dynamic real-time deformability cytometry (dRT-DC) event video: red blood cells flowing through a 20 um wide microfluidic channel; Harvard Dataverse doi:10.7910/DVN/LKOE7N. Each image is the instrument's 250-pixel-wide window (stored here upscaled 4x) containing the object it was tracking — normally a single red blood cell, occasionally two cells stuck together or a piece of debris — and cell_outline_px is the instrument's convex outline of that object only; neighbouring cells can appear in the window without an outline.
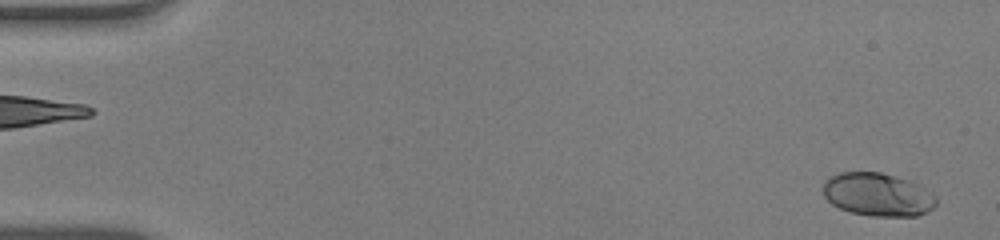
{"species": "human", "species_latin": "Homo sapiens", "temperature_condition": "warm", "stored_images_in_passage": 53, "camera_frame_rate_fps": 3000, "um_per_image_px": 0.085, "donor": {"sex": "male"}, "frame": {"image": 1, "passage_image": 2, "time_ms": 0.333, "image_size_px": [1000, 240], "cell_outline_px": [[936, 204], [928, 212], [916, 216], [872, 216], [852, 212], [840, 208], [832, 204], [824, 196], [824, 184], [832, 176], [840, 172], [880, 172], [896, 176], [908, 180], [932, 192], [936, 196]], "centroid_in_image_um": [74.64, 16.54], "position_along_channel_um": 10.4, "area_um2": 28.26}}
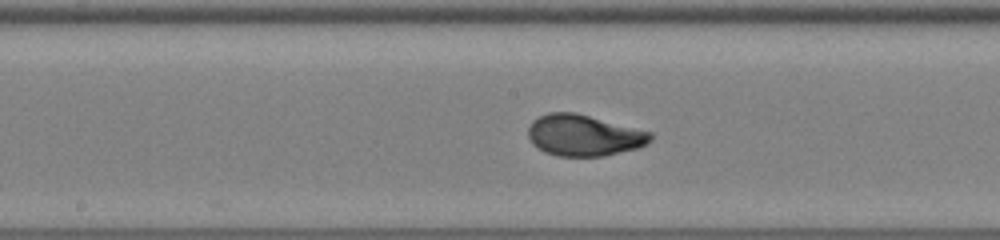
{"frame": {"image": 2, "passage_image": 28, "time_ms": 9.0, "image_size_px": [1000, 240], "cell_outline_px": [[652, 140], [648, 144], [640, 148], [604, 156], [556, 156], [544, 152], [532, 144], [528, 136], [528, 128], [532, 120], [548, 112], [576, 112], [652, 132]], "centroid_in_image_um": [49.64, 11.51], "position_along_channel_um": 198.6, "area_um2": 29.77}}
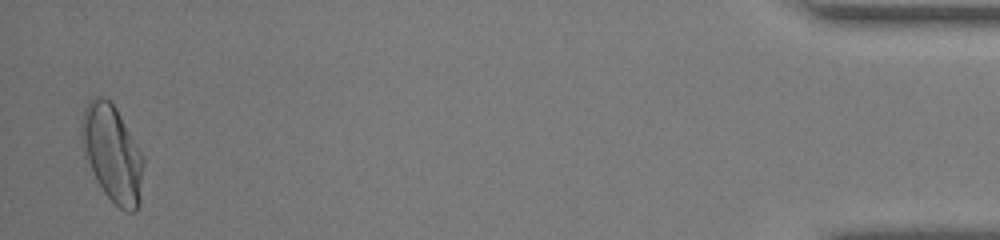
{"frame": {"image": 3, "passage_image": 52, "time_ms": 17.0, "image_size_px": [1000, 240], "cell_outline_px": [[144, 164], [140, 204], [132, 212], [128, 212], [120, 208], [104, 192], [96, 180], [88, 160], [84, 148], [80, 132], [80, 120], [84, 108], [88, 100], [92, 96], [100, 96], [108, 100], [116, 108], [144, 156]], "centroid_in_image_um": [9.56, 13.02], "position_along_channel_um": 425.6, "area_um2": 34.74}, "authors_computed_cell_mechanics": {"area_um2": 29.0156, "velocity_mm_per_s": 3.9172, "shape_relaxation_time_tau1_ms": 4.1503, "shape_relaxation_time_tau2_ms": null, "deformation_change_tau1": 0.2102, "deformation_change_tau2": null}}